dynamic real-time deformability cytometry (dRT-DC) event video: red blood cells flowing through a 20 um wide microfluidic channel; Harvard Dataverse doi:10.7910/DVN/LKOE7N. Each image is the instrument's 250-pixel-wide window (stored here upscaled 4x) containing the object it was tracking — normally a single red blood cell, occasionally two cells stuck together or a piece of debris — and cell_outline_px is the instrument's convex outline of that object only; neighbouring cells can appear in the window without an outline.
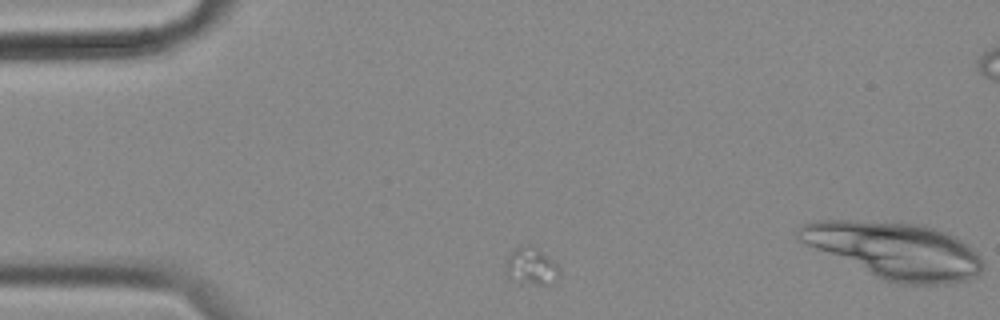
{"species": "common noctule bat (a hibernating species)", "species_latin": "Nyctalus noctula", "temperature_condition": "cold", "stored_images_in_passage": 6, "camera_frame_rate_fps": 3000, "um_per_image_px": 0.085, "animal": {"sex": "female", "body_mass_g": 18.4}, "frame": {"image": 1, "passage_image": 3, "time_ms": 0.667, "image_size_px": [1000, 320], "cell_outline_px": [[560, 272], [556, 280], [552, 284], [536, 284], [508, 276], [504, 272], [508, 260], [512, 252], [520, 244], [536, 248], [552, 260], [556, 264]], "centroid_in_image_um": [45.18, 22.62], "position_along_channel_um": 39.8, "area_um2": 10.98}}